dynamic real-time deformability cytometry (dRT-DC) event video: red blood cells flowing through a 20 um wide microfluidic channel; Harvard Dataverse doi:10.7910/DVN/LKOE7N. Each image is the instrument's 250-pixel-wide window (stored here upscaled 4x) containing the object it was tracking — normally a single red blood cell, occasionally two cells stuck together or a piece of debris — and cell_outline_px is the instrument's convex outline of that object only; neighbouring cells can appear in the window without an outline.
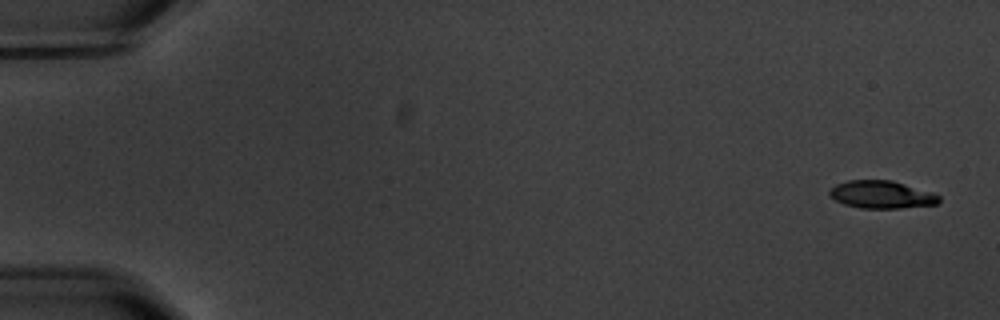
{"species": "common noctule bat (a hibernating species)", "species_latin": "Nyctalus noctula", "temperature_condition": "warm", "stored_images_in_passage": 9, "camera_frame_rate_fps": 3000, "um_per_image_px": 0.085, "animal": {"sex": "male", "body_mass_g": 20.1, "forearm_length_mm": 53.5}, "frame": {"image": 1, "passage_image": 1, "time_ms": 0.0, "image_size_px": [1000, 320], "cell_outline_px": [[940, 200], [936, 204], [900, 208], [860, 208], [844, 204], [836, 200], [828, 192], [836, 184], [848, 180], [892, 180], [932, 192], [940, 196]], "centroid_in_image_um": [74.94, 16.53], "position_along_channel_um": 10.1, "area_um2": 17.51}}
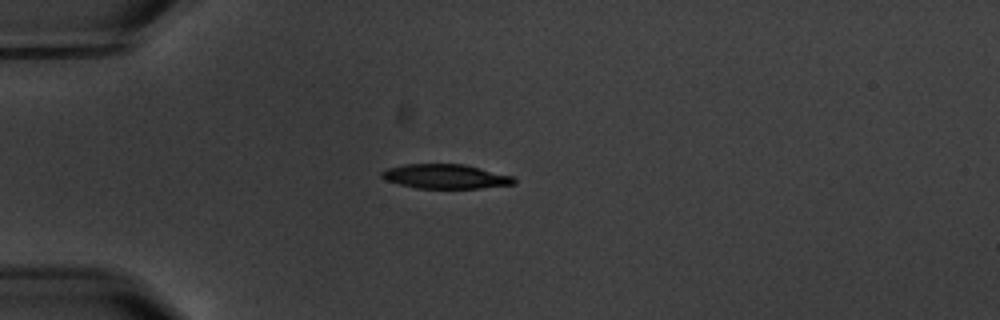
{"frame": {"image": 2, "passage_image": 4, "time_ms": 4.667, "image_size_px": [1000, 320], "cell_outline_px": [[516, 184], [480, 188], [416, 188], [384, 180], [380, 176], [380, 172], [388, 168], [404, 164], [464, 164], [512, 176], [516, 180]], "centroid_in_image_um": [37.84, 15.0], "position_along_channel_um": 47.2, "area_um2": 18.79}}
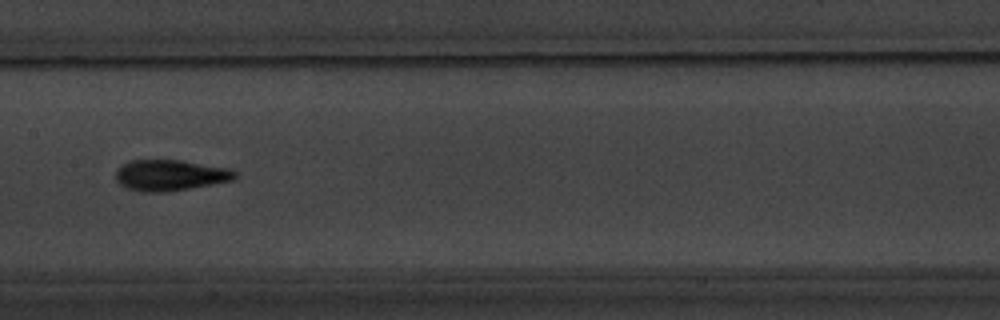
{"frame": {"image": 3, "passage_image": 8, "time_ms": 9.333, "image_size_px": [1000, 320], "cell_outline_px": [[236, 176], [232, 180], [188, 188], [164, 192], [140, 192], [128, 188], [120, 184], [116, 180], [116, 172], [124, 164], [132, 160], [180, 160], [232, 168], [236, 172]], "centroid_in_image_um": [14.48, 14.89], "position_along_channel_um": 192.9, "area_um2": 21.27}}